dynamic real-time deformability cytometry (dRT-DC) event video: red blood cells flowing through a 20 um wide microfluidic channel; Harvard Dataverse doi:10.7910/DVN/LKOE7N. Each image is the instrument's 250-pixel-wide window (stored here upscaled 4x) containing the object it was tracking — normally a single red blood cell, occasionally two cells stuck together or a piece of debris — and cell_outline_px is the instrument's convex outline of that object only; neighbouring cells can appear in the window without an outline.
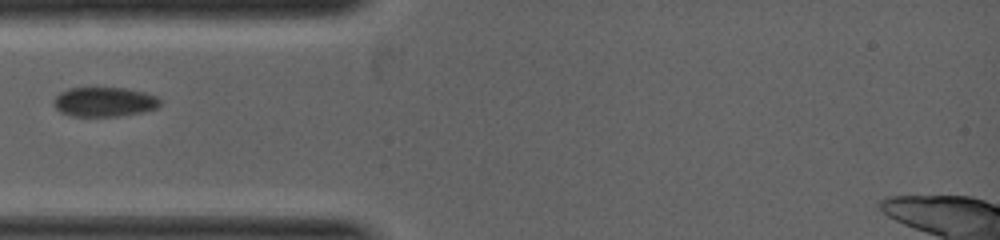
{"species": "common noctule bat (a hibernating species)", "species_latin": "Nyctalus noctula", "temperature_condition": "warm", "stored_images_in_passage": 2, "camera_frame_rate_fps": 5000, "um_per_image_px": 0.085, "animal": {"sex": "female", "body_mass_g": 19.0, "forearm_length_mm": 53.3}, "frame": {"image": 1, "passage_image": 1, "time_ms": 0.0, "image_size_px": [1000, 240], "cell_outline_px": [[160, 104], [156, 108], [140, 112], [116, 116], [72, 116], [60, 112], [52, 104], [52, 100], [60, 92], [68, 88], [124, 88], [144, 92], [156, 96], [160, 100]], "centroid_in_image_um": [8.81, 8.65], "position_along_channel_um": 76.2, "area_um2": 18.21}}
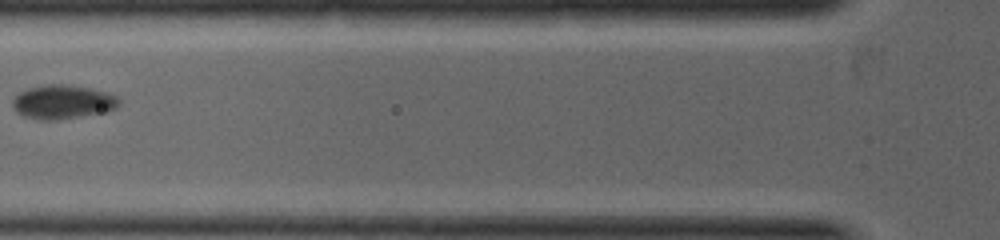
{"frame": {"image": 2, "passage_image": 2, "time_ms": 0.6, "image_size_px": [1000, 240], "cell_outline_px": [[120, 104], [116, 108], [108, 112], [56, 120], [40, 120], [24, 116], [16, 112], [12, 108], [12, 100], [20, 92], [28, 88], [44, 84], [64, 84], [92, 88], [108, 92], [116, 96], [120, 100]], "centroid_in_image_um": [5.34, 8.66], "position_along_channel_um": 120.5, "area_um2": 21.39}}